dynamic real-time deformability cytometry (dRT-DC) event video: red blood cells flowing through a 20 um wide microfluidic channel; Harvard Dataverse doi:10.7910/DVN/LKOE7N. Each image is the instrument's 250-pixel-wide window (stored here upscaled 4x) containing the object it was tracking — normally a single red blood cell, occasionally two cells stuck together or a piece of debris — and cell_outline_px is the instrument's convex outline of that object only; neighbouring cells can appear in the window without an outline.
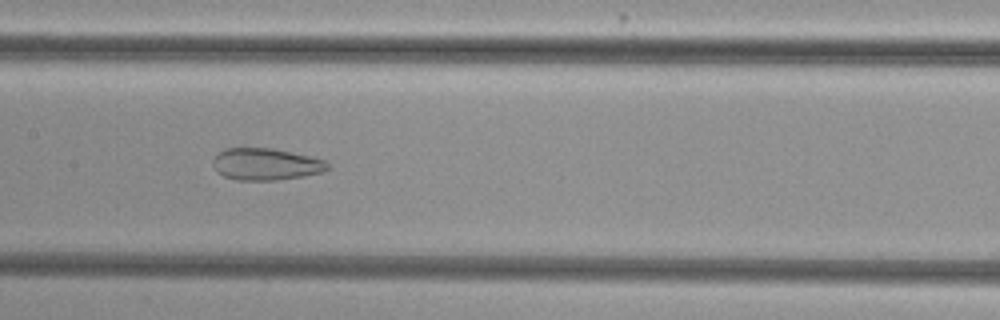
{"species": "common noctule bat (a hibernating species)", "species_latin": "Nyctalus noctula", "temperature_condition": "cold", "stored_images_in_passage": 45, "camera_frame_rate_fps": 3000, "um_per_image_px": 0.085, "animal": {"sex": "female", "body_mass_g": 29.2, "forearm_length_mm": 56.3}, "frame": {"image": 1, "passage_image": 18, "time_ms": 5.667, "image_size_px": [1000, 320], "cell_outline_px": [[328, 168], [324, 172], [304, 176], [276, 180], [236, 180], [224, 176], [216, 172], [212, 164], [212, 160], [224, 148], [272, 148], [292, 152], [324, 160], [328, 164]], "centroid_in_image_um": [22.57, 13.96], "position_along_channel_um": 184.8, "area_um2": 21.33}}
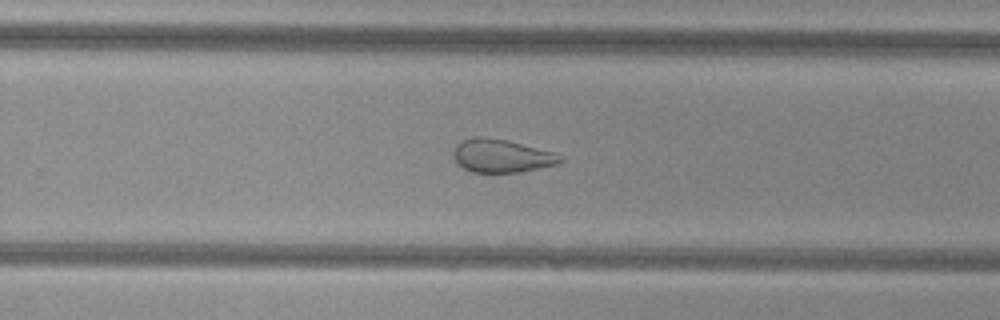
{"frame": {"image": 2, "passage_image": 26, "time_ms": 8.333, "image_size_px": [1000, 320], "cell_outline_px": [[564, 160], [560, 164], [520, 172], [472, 172], [456, 164], [452, 156], [452, 152], [456, 144], [460, 140], [472, 136], [480, 136], [508, 140], [552, 152], [564, 156]], "centroid_in_image_um": [42.6, 13.24], "position_along_channel_um": 287.2, "area_um2": 21.04}}
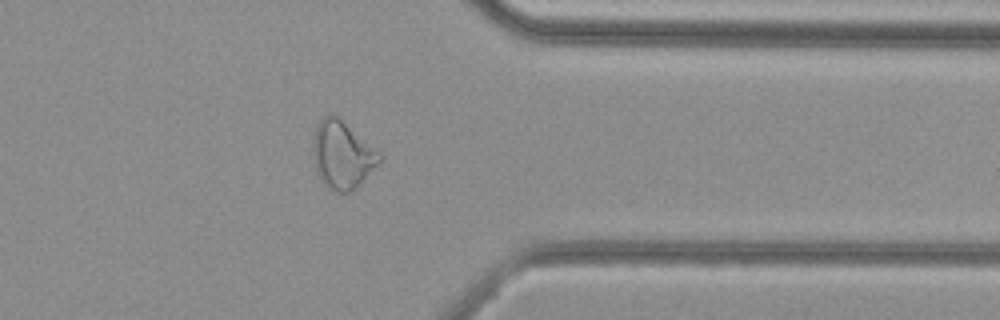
{"frame": {"image": 3, "passage_image": 34, "time_ms": 11.0, "image_size_px": [1000, 320], "cell_outline_px": [[384, 156], [356, 188], [348, 192], [336, 192], [324, 184], [320, 180], [316, 172], [312, 156], [312, 140], [316, 128], [320, 120], [328, 112], [332, 112], [340, 116], [380, 152]], "centroid_in_image_um": [29.06, 13.11], "position_along_channel_um": 382.3, "area_um2": 26.65}, "authors_computed_cell_mechanics": {"area_um2": 26.8192, "velocity_mm_per_s": 3.8488, "shape_relaxation_time_tau1_ms": null, "shape_relaxation_time_tau2_ms": 1.7243, "deformation_change_tau1": null, "deformation_change_tau2": 0.0967}}